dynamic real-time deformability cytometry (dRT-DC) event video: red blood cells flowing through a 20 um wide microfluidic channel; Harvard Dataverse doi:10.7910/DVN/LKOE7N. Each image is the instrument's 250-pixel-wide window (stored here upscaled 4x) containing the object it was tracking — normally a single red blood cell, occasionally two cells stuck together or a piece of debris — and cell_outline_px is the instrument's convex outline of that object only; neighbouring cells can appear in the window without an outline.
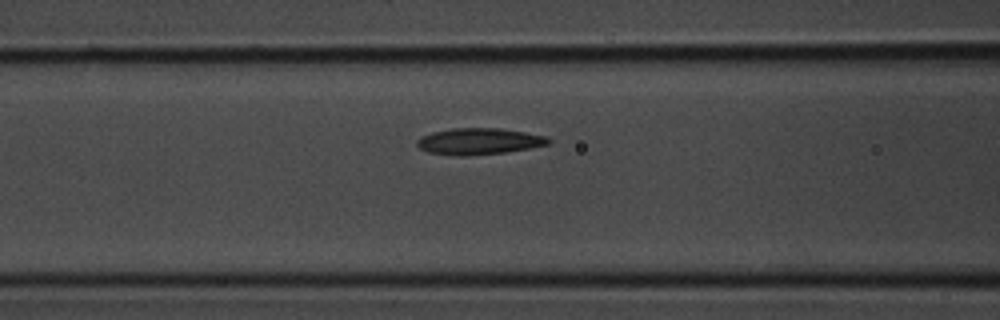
{"species": "common noctule bat (a hibernating species)", "species_latin": "Nyctalus noctula", "temperature_condition": "room temperature", "stored_images_in_passage": 4, "camera_frame_rate_fps": 3000, "um_per_image_px": 0.085, "animal": {"sex": "male", "body_mass_g": 20.1, "forearm_length_mm": 53.5}, "frame": {"image": 1, "passage_image": 4, "time_ms": 1.0, "image_size_px": [1000, 320], "cell_outline_px": [[552, 140], [548, 144], [508, 152], [464, 156], [460, 156], [428, 152], [420, 148], [416, 144], [416, 140], [420, 136], [432, 132], [452, 128], [500, 128], [548, 136]], "centroid_in_image_um": [40.7, 12.01], "position_along_channel_um": 125.9, "area_um2": 20.29}}